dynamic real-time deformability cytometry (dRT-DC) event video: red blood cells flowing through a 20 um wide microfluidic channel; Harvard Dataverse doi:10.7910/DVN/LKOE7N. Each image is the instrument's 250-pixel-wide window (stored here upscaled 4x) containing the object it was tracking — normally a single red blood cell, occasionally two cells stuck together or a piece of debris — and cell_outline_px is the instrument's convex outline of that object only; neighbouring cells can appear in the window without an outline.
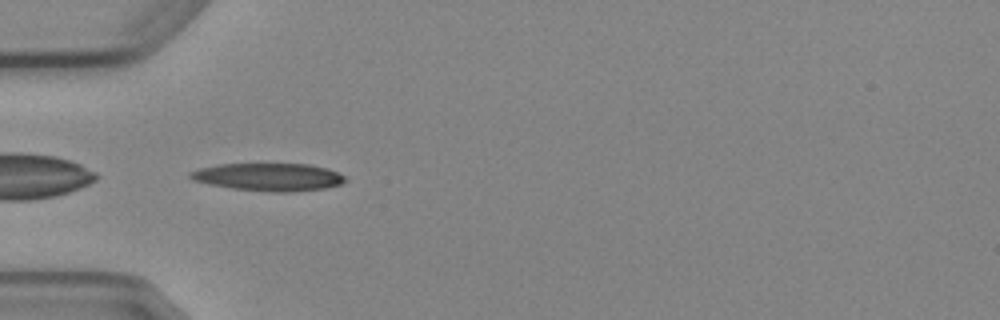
{"species": "Egyptian fruit bat (a non-hibernating species)", "species_latin": "Rousettus aegyptiacus", "temperature_condition": "cold", "stored_images_in_passage": 6, "camera_frame_rate_fps": 3000, "um_per_image_px": 0.085, "animal": {"sex": "female"}, "frame": {"image": 1, "passage_image": 5, "time_ms": 4.667, "image_size_px": [1000, 320], "cell_outline_px": [[348, 180], [340, 184], [324, 188], [288, 192], [272, 192], [232, 188], [208, 184], [192, 180], [188, 176], [188, 172], [200, 168], [220, 164], [308, 164], [328, 168], [344, 176]], "centroid_in_image_um": [22.81, 15.04], "position_along_channel_um": 62.2, "area_um2": 24.97}}
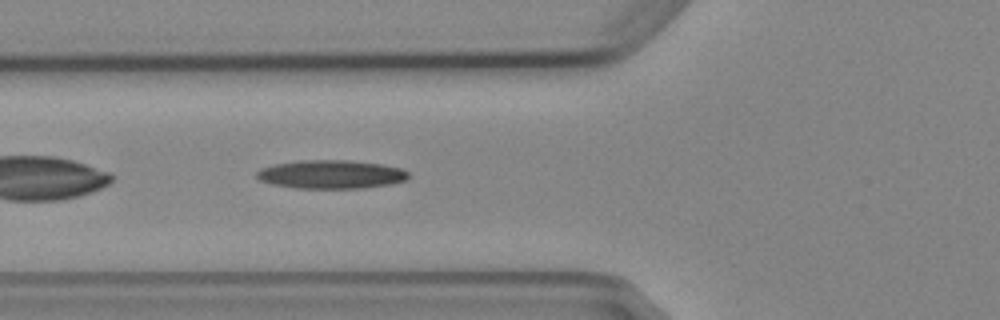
{"frame": {"image": 2, "passage_image": 6, "time_ms": 5.667, "image_size_px": [1000, 320], "cell_outline_px": [[408, 180], [392, 184], [364, 188], [296, 188], [272, 184], [260, 180], [256, 176], [256, 172], [260, 168], [272, 164], [296, 160], [348, 160], [380, 164], [400, 168], [408, 172]], "centroid_in_image_um": [28.12, 14.82], "position_along_channel_um": 97.7, "area_um2": 25.43}}